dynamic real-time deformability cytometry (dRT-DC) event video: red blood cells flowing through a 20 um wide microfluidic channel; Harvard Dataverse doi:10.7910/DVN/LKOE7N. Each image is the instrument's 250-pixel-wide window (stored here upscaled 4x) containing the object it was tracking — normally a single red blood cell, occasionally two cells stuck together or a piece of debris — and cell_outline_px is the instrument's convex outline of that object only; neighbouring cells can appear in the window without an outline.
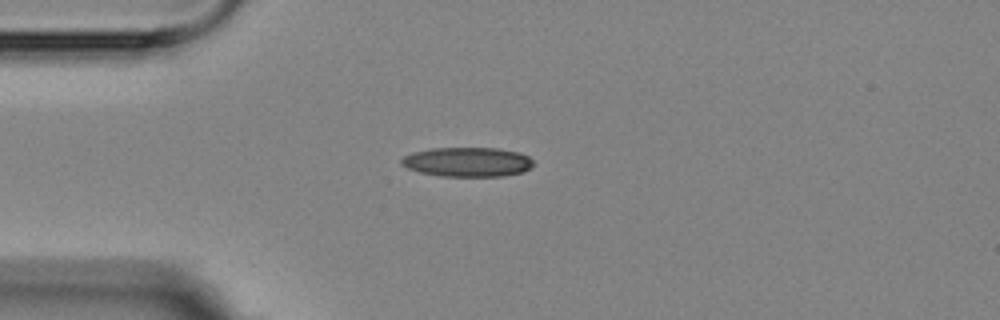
{"species": "Egyptian fruit bat (a non-hibernating species)", "species_latin": "Rousettus aegyptiacus", "temperature_condition": "room temperature", "stored_images_in_passage": 8, "camera_frame_rate_fps": 3000, "um_per_image_px": 0.085, "animal": {"sex": "female"}, "frame": {"image": 1, "passage_image": 1, "time_ms": 0.0, "image_size_px": [1000, 320], "cell_outline_px": [[532, 168], [524, 172], [504, 176], [440, 176], [420, 172], [408, 168], [400, 164], [400, 160], [404, 156], [412, 152], [432, 148], [500, 148], [520, 152], [528, 156], [532, 160]], "centroid_in_image_um": [39.75, 13.76], "position_along_channel_um": 45.2, "area_um2": 22.83}}
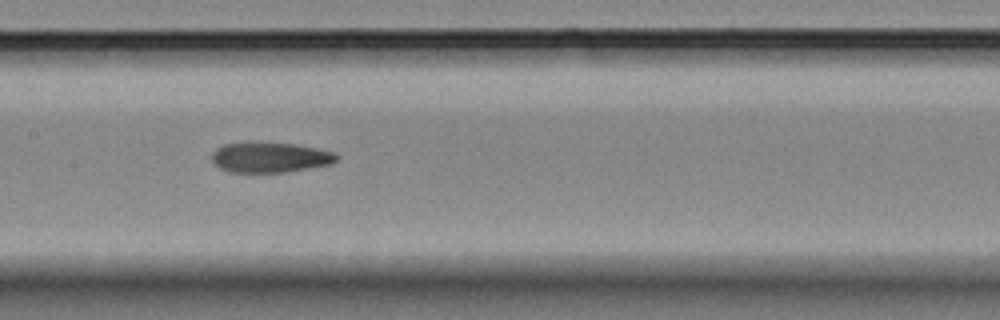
{"frame": {"image": 2, "passage_image": 5, "time_ms": 4.333, "image_size_px": [1000, 320], "cell_outline_px": [[340, 156], [332, 164], [284, 172], [228, 172], [220, 168], [212, 160], [212, 152], [216, 148], [224, 144], [244, 140], [248, 140], [292, 144], [316, 148], [336, 152]], "centroid_in_image_um": [22.92, 13.34], "position_along_channel_um": 184.5, "area_um2": 22.48}}
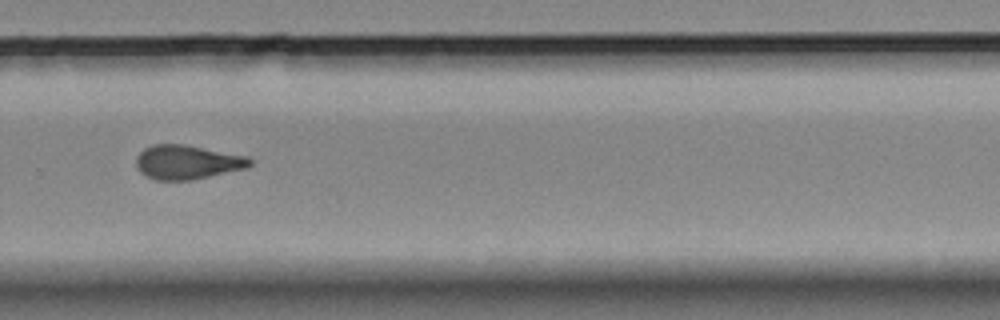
{"frame": {"image": 3, "passage_image": 8, "time_ms": 8.0, "image_size_px": [1000, 320], "cell_outline_px": [[252, 164], [244, 168], [192, 180], [156, 180], [140, 172], [136, 168], [136, 156], [144, 148], [152, 144], [184, 144], [248, 156], [252, 160]], "centroid_in_image_um": [15.88, 13.77], "position_along_channel_um": 313.9, "area_um2": 22.6}}